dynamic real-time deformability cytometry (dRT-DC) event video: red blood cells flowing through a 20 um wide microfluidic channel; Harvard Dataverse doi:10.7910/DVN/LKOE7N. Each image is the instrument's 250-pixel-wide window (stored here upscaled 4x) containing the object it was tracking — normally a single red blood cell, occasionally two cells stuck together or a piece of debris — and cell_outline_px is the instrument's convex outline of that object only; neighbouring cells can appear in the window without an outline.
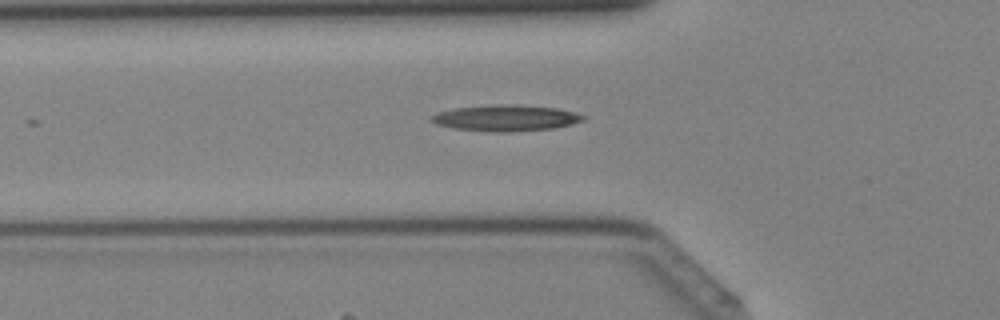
{"species": "Egyptian fruit bat (a non-hibernating species)", "species_latin": "Rousettus aegyptiacus", "temperature_condition": "cold", "stored_images_in_passage": 30, "camera_frame_rate_fps": 3000, "um_per_image_px": 0.085, "animal": {"sex": "female"}, "frame": {"image": 1, "passage_image": 3, "time_ms": 0.667, "image_size_px": [1000, 320], "cell_outline_px": [[588, 116], [584, 120], [572, 124], [552, 128], [504, 132], [496, 132], [456, 128], [436, 124], [428, 120], [428, 116], [436, 112], [456, 108], [488, 104], [516, 104], [556, 108]], "centroid_in_image_um": [42.94, 10.01], "position_along_channel_um": 82.9, "area_um2": 23.18}}
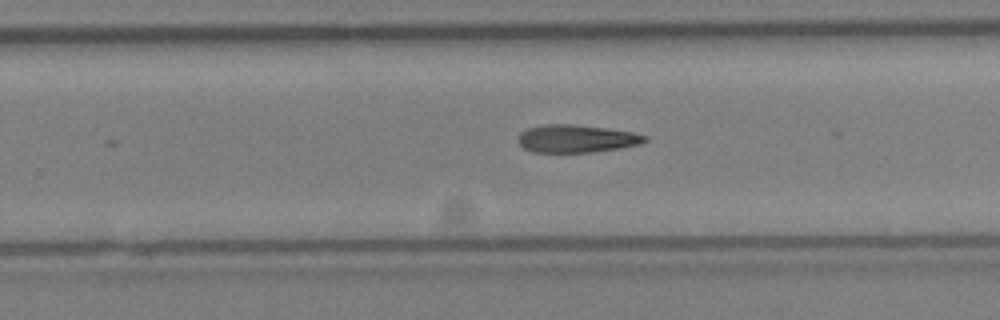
{"frame": {"image": 2, "passage_image": 15, "time_ms": 4.667, "image_size_px": [1000, 320], "cell_outline_px": [[648, 140], [640, 144], [620, 148], [592, 152], [536, 152], [524, 148], [520, 144], [520, 132], [528, 128], [544, 124], [572, 124], [604, 128], [632, 132], [648, 136]], "centroid_in_image_um": [49.03, 11.78], "position_along_channel_um": 280.8, "area_um2": 20.29}}
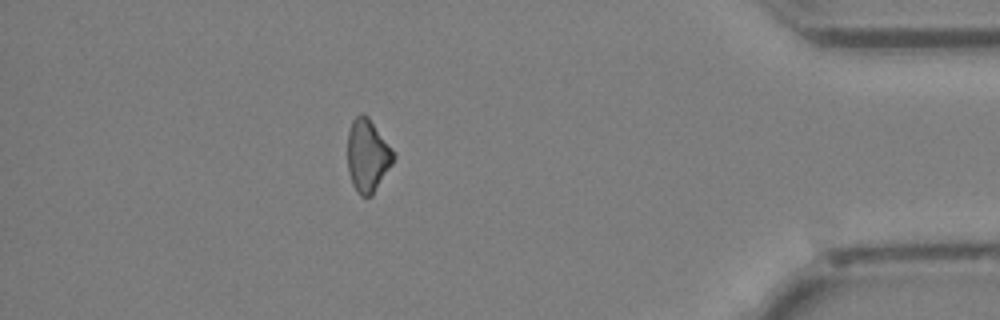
{"frame": {"image": 3, "passage_image": 25, "time_ms": 8.0, "image_size_px": [1000, 320], "cell_outline_px": [[396, 156], [392, 164], [372, 196], [360, 196], [352, 184], [348, 168], [348, 132], [352, 120], [360, 112], [364, 112], [368, 116], [396, 152]], "centroid_in_image_um": [31.26, 13.19], "position_along_channel_um": 403.9, "area_um2": 19.71}}